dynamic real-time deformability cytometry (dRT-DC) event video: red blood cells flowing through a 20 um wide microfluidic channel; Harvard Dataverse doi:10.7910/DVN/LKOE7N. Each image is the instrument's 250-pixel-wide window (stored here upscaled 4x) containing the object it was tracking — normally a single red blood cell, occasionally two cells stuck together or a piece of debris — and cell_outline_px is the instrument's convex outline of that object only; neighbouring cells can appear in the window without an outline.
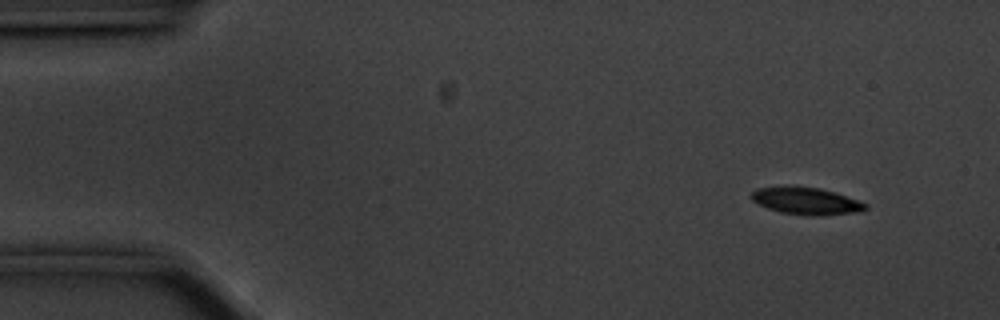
{"species": "common noctule bat (a hibernating species)", "species_latin": "Nyctalus noctula", "temperature_condition": "cold", "stored_images_in_passage": 53, "segment_of_instrument_passage": [1, 2], "camera_frame_rate_fps": 3000, "um_per_image_px": 0.085, "animal": {"sex": "male", "body_mass_g": 20.1, "forearm_length_mm": 53.5}, "frame": {"image": 1, "passage_image": 1, "time_ms": 0.0, "image_size_px": [1000, 320], "cell_outline_px": [[868, 208], [852, 212], [820, 216], [812, 216], [780, 212], [756, 204], [748, 196], [756, 188], [820, 188], [868, 204]], "centroid_in_image_um": [68.47, 17.11], "position_along_channel_um": 16.5, "area_um2": 17.34}}
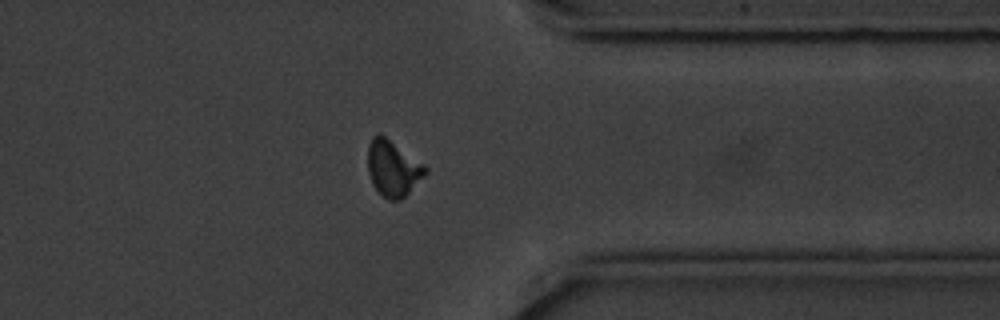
{"frame": {"image": 2, "passage_image": 40, "time_ms": 13.0, "image_size_px": [1000, 320], "cell_outline_px": [[428, 172], [400, 200], [388, 200], [372, 184], [368, 172], [368, 144], [372, 136], [380, 132], [424, 164], [428, 168]], "centroid_in_image_um": [33.39, 14.27], "position_along_channel_um": 378.0, "area_um2": 18.67}}
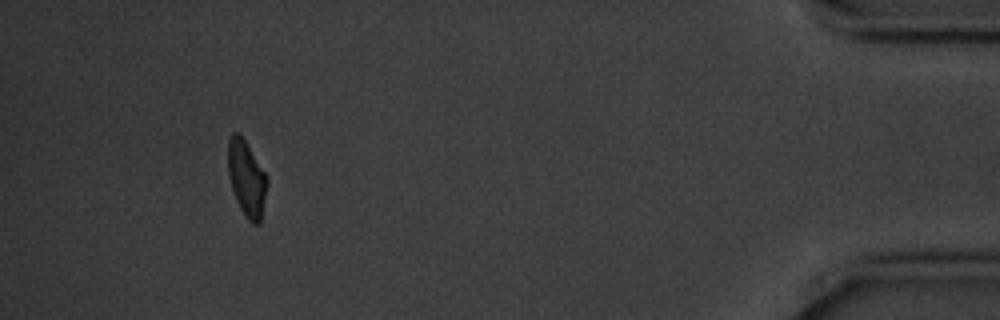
{"frame": {"image": 3, "passage_image": 48, "time_ms": 15.667, "image_size_px": [1000, 320], "cell_outline_px": [[268, 184], [260, 224], [252, 224], [244, 216], [236, 200], [232, 188], [228, 172], [228, 140], [232, 132], [236, 132], [244, 140], [264, 172], [268, 180]], "centroid_in_image_um": [20.96, 15.22], "position_along_channel_um": 414.2, "area_um2": 17.05}}